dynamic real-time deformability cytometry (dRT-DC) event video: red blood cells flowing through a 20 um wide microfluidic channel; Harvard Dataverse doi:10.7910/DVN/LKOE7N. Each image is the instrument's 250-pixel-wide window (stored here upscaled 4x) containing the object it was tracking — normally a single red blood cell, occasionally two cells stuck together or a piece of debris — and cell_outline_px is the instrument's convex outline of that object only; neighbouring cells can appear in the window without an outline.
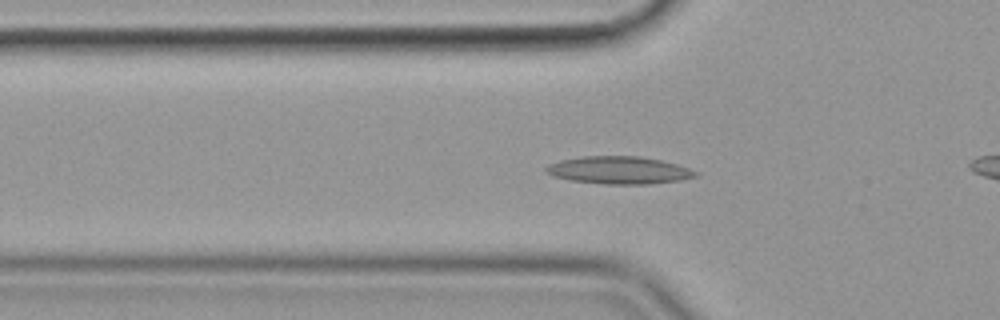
{"species": "common noctule bat (a hibernating species)", "species_latin": "Nyctalus noctula", "temperature_condition": "cold", "stored_images_in_passage": 57, "camera_frame_rate_fps": 3000, "um_per_image_px": 0.085, "animal": {"sex": "female", "body_mass_g": 19.9}, "frame": {"image": 1, "passage_image": 18, "time_ms": 5.667, "image_size_px": [1000, 320], "cell_outline_px": [[700, 172], [696, 176], [680, 180], [648, 184], [604, 184], [568, 180], [552, 176], [544, 172], [544, 168], [548, 164], [560, 160], [584, 156], [640, 156], [660, 160], [676, 164]], "centroid_in_image_um": [52.56, 14.47], "position_along_channel_um": 73.2, "area_um2": 24.1}}
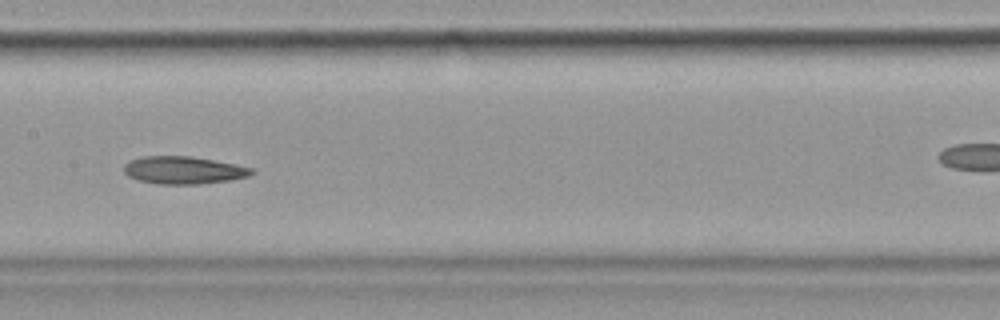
{"frame": {"image": 2, "passage_image": 28, "time_ms": 9.0, "image_size_px": [1000, 320], "cell_outline_px": [[256, 172], [248, 176], [228, 180], [200, 184], [156, 184], [136, 180], [128, 176], [124, 172], [124, 164], [132, 160], [144, 156], [192, 156], [236, 164], [252, 168]], "centroid_in_image_um": [15.59, 14.47], "position_along_channel_um": 191.8, "area_um2": 20.58}}
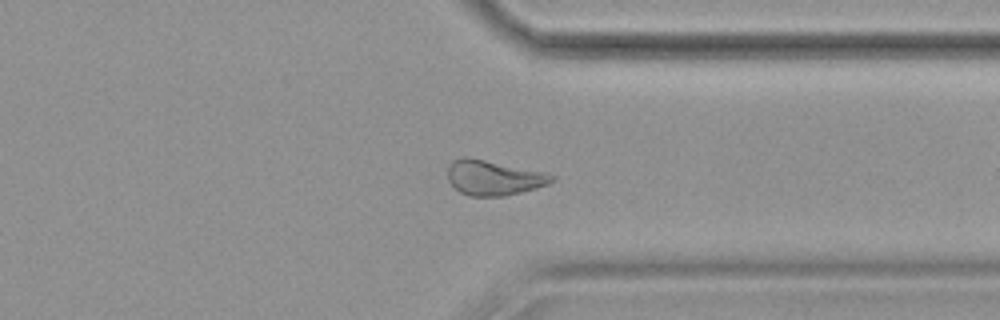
{"frame": {"image": 3, "passage_image": 43, "time_ms": 14.0, "image_size_px": [1000, 320], "cell_outline_px": [[556, 180], [548, 184], [536, 188], [504, 196], [468, 196], [460, 192], [448, 180], [448, 164], [452, 160], [460, 156], [468, 156], [544, 172], [556, 176]], "centroid_in_image_um": [41.94, 15.09], "position_along_channel_um": 369.5, "area_um2": 21.39}, "authors_computed_cell_mechanics": {"area_um2": 21.675, "velocity_mm_per_s": 3.5579, "shape_relaxation_time_tau1_ms": 8.2038, "shape_relaxation_time_tau2_ms": null, "deformation_change_tau1": 0.1934, "deformation_change_tau2": null}}